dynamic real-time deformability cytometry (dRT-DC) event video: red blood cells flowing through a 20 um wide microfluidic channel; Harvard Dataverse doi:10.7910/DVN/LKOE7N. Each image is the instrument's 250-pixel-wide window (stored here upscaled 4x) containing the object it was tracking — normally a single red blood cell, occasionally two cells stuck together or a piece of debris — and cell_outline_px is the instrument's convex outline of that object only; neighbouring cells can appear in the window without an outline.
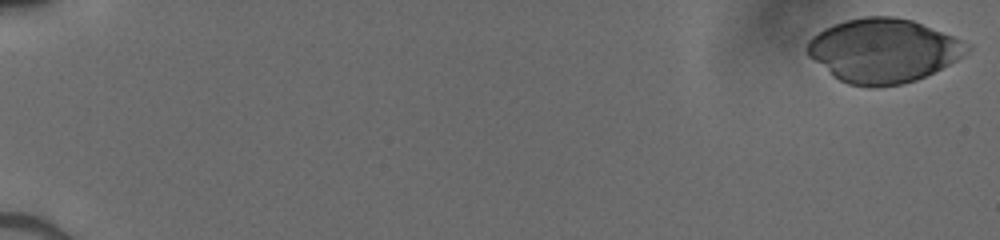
{"species": "human", "species_latin": "Homo sapiens", "temperature_condition": "cold", "stored_images_in_passage": 51, "camera_frame_rate_fps": 3000, "um_per_image_px": 0.085, "donor": {"sex": "male"}, "frame": {"image": 1, "passage_image": 1, "time_ms": 0.0, "image_size_px": [1000, 240], "cell_outline_px": [[972, 48], [964, 56], [916, 80], [900, 84], [876, 88], [868, 88], [848, 84], [832, 76], [808, 56], [808, 40], [812, 36], [824, 28], [832, 24], [844, 20], [864, 16], [896, 16], [912, 20], [972, 44]], "centroid_in_image_um": [75.06, 4.3], "position_along_channel_um": 9.9, "area_um2": 59.65}}
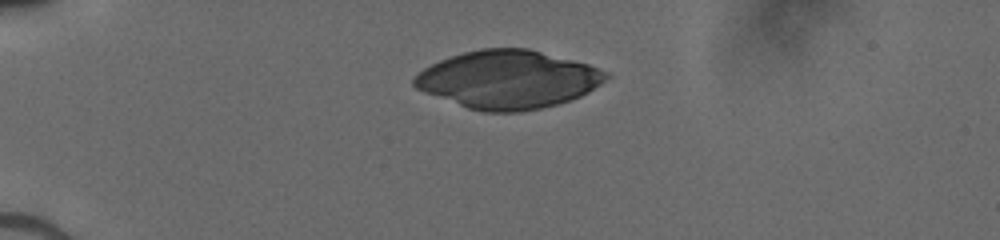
{"frame": {"image": 2, "passage_image": 14, "time_ms": 4.333, "image_size_px": [1000, 240], "cell_outline_px": [[612, 76], [588, 92], [580, 96], [556, 104], [540, 108], [520, 112], [484, 112], [468, 108], [424, 92], [416, 88], [412, 84], [412, 80], [424, 68], [440, 60], [464, 52], [480, 48], [528, 48], [588, 64], [608, 72]], "centroid_in_image_um": [43.19, 6.76], "position_along_channel_um": 41.8, "area_um2": 64.62}}